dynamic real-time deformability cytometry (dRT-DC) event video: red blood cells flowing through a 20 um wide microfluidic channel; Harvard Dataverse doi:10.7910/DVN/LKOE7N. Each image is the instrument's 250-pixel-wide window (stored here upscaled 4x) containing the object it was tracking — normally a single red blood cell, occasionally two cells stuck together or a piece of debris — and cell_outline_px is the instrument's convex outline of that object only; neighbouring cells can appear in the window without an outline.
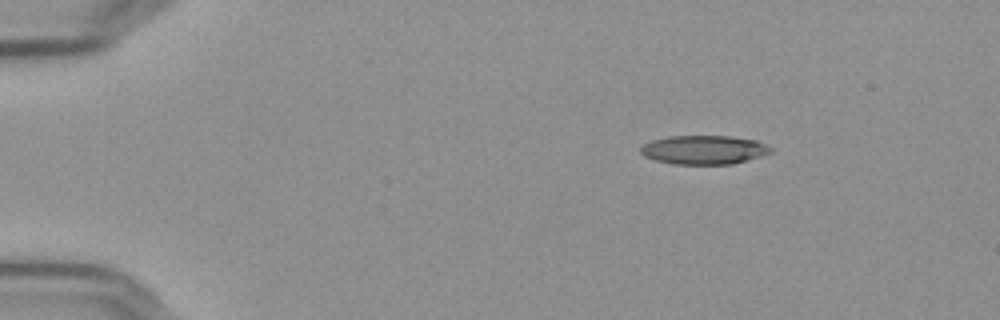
{"species": "Egyptian fruit bat (a non-hibernating species)", "species_latin": "Rousettus aegyptiacus", "temperature_condition": "cold", "stored_images_in_passage": 5, "camera_frame_rate_fps": 3000, "um_per_image_px": 0.085, "frame": {"image": 1, "passage_image": 1, "time_ms": 0.0, "image_size_px": [1000, 320], "cell_outline_px": [[772, 152], [760, 156], [732, 164], [672, 164], [656, 160], [644, 156], [640, 152], [640, 148], [644, 144], [652, 140], [668, 136], [728, 136], [756, 140], [772, 148]], "centroid_in_image_um": [59.81, 12.73], "position_along_channel_um": 25.2, "area_um2": 21.79}}
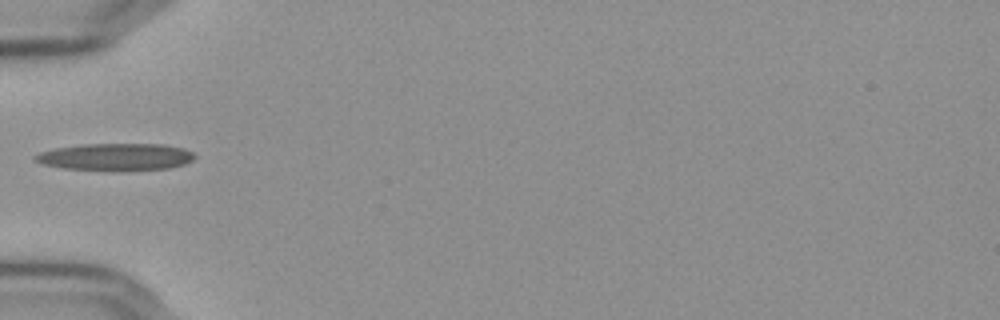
{"frame": {"image": 2, "passage_image": 4, "time_ms": 1.0, "image_size_px": [1000, 320], "cell_outline_px": [[196, 156], [192, 160], [184, 164], [168, 168], [120, 172], [116, 172], [64, 168], [44, 164], [32, 160], [32, 156], [40, 152], [56, 148], [84, 144], [164, 144], [184, 148], [192, 152]], "centroid_in_image_um": [9.83, 13.35], "position_along_channel_um": 75.2, "area_um2": 25.72}}
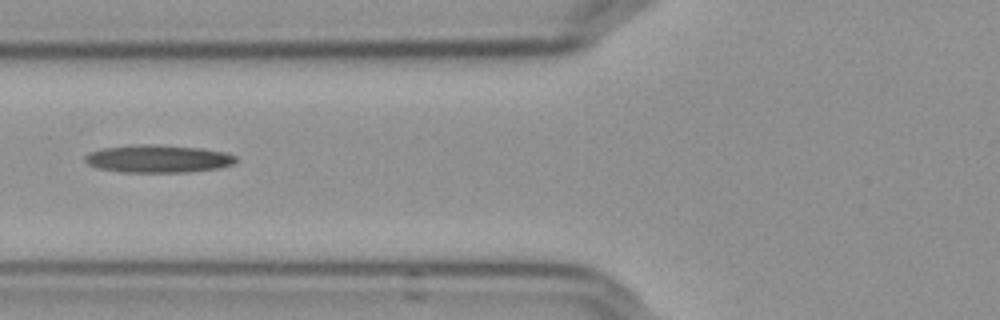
{"frame": {"image": 3, "passage_image": 5, "time_ms": 1.333, "image_size_px": [1000, 320], "cell_outline_px": [[236, 160], [232, 164], [220, 168], [188, 172], [120, 172], [100, 168], [88, 164], [84, 160], [84, 156], [88, 152], [100, 148], [136, 144], [160, 144], [204, 148], [224, 152], [236, 156]], "centroid_in_image_um": [13.41, 13.48], "position_along_channel_um": 112.4, "area_um2": 24.68}}